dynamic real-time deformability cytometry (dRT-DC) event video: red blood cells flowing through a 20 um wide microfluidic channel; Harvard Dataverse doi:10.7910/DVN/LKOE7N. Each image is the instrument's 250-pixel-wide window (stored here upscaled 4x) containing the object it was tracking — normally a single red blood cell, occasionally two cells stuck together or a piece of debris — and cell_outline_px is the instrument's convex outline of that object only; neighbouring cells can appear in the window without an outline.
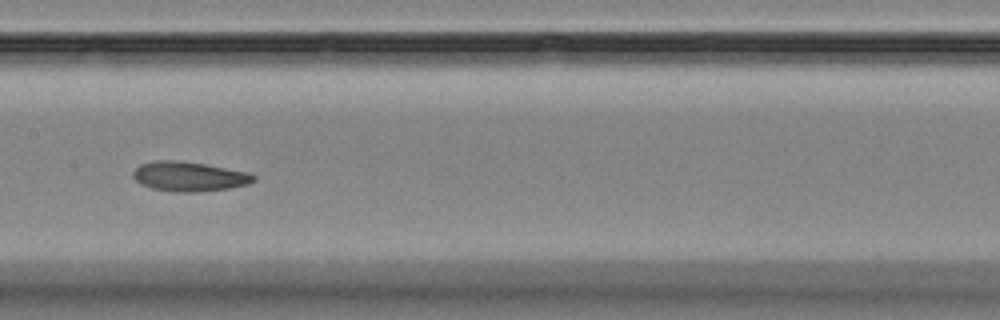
{"species": "Egyptian fruit bat (a non-hibernating species)", "species_latin": "Rousettus aegyptiacus", "temperature_condition": "room temperature", "stored_images_in_passage": 12, "camera_frame_rate_fps": 3000, "um_per_image_px": 0.085, "animal": {"sex": "female"}, "frame": {"image": 1, "passage_image": 9, "time_ms": 10.333, "image_size_px": [1000, 320], "cell_outline_px": [[256, 180], [248, 184], [228, 188], [200, 192], [176, 192], [152, 188], [140, 184], [132, 176], [132, 172], [140, 164], [156, 160], [180, 160], [204, 164], [248, 172], [256, 176]], "centroid_in_image_um": [16.06, 15.0], "position_along_channel_um": 191.3, "area_um2": 20.87}}
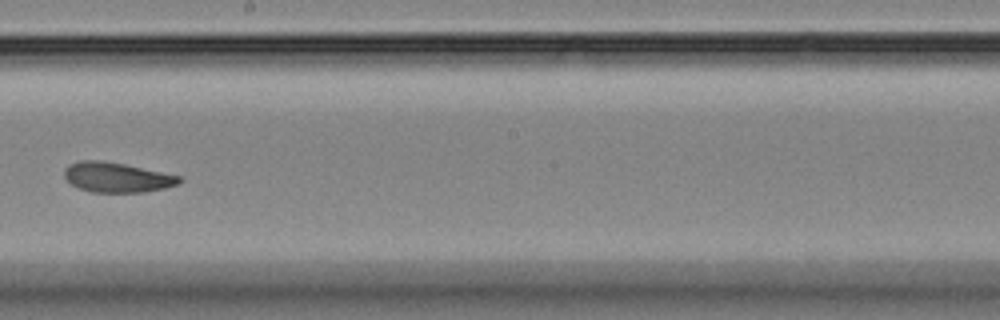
{"frame": {"image": 2, "passage_image": 10, "time_ms": 11.667, "image_size_px": [1000, 320], "cell_outline_px": [[184, 180], [180, 184], [164, 188], [144, 192], [92, 192], [76, 188], [64, 176], [64, 168], [68, 164], [80, 160], [100, 160], [124, 164], [180, 176]], "centroid_in_image_um": [9.92, 15.07], "position_along_channel_um": 238.3, "area_um2": 20.11}}
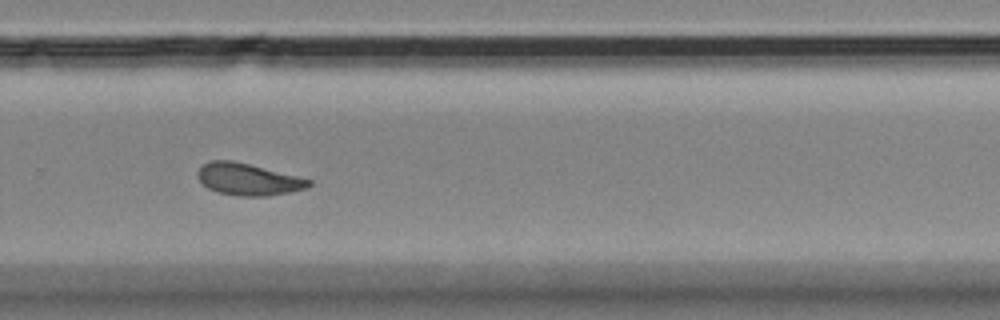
{"frame": {"image": 3, "passage_image": 12, "time_ms": 13.667, "image_size_px": [1000, 320], "cell_outline_px": [[312, 184], [304, 188], [288, 192], [264, 196], [236, 196], [216, 192], [208, 188], [200, 180], [196, 172], [204, 164], [212, 160], [232, 160], [300, 176], [312, 180]], "centroid_in_image_um": [21.09, 15.24], "position_along_channel_um": 308.7, "area_um2": 20.58}}